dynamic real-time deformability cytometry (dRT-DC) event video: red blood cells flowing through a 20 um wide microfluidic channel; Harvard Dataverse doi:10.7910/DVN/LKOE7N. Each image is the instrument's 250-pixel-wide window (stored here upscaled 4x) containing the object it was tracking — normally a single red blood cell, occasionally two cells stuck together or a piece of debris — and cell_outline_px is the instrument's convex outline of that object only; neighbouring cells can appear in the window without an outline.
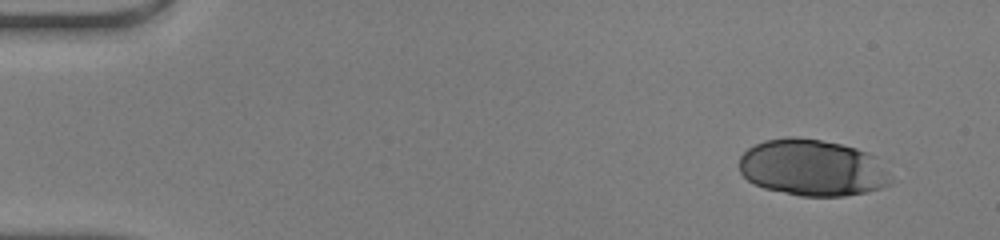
{"species": "human", "species_latin": "Homo sapiens", "temperature_condition": "warm", "stored_images_in_passage": 45, "camera_frame_rate_fps": 3000, "um_per_image_px": 0.085, "donor": {"sex": "male"}, "frame": {"image": 1, "passage_image": 1, "time_ms": 0.0, "image_size_px": [1000, 240], "cell_outline_px": [[892, 184], [868, 192], [844, 196], [800, 196], [764, 188], [748, 180], [740, 172], [740, 156], [748, 148], [764, 140], [788, 136], [796, 136], [820, 140], [840, 144], [856, 148], [868, 152], [892, 176]], "centroid_in_image_um": [69.05, 14.26], "position_along_channel_um": 16.0, "area_um2": 49.94}}
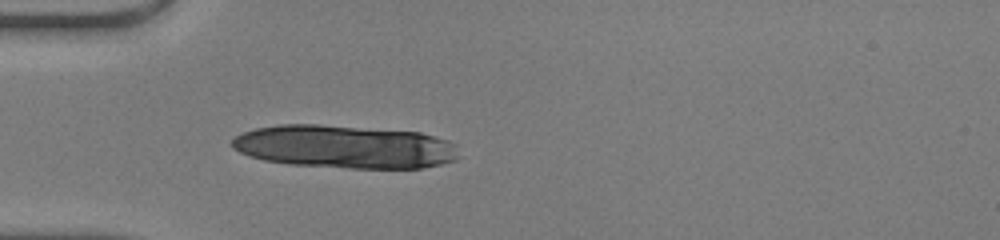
{"frame": {"image": 2, "passage_image": 12, "time_ms": 3.667, "image_size_px": [1000, 240], "cell_outline_px": [[460, 156], [456, 160], [424, 168], [348, 168], [288, 164], [264, 160], [248, 156], [232, 148], [232, 140], [236, 136], [244, 132], [256, 128], [280, 124], [320, 124], [420, 132], [436, 136], [448, 140], [456, 144]], "centroid_in_image_um": [29.33, 12.47], "position_along_channel_um": 55.7, "area_um2": 57.45}}
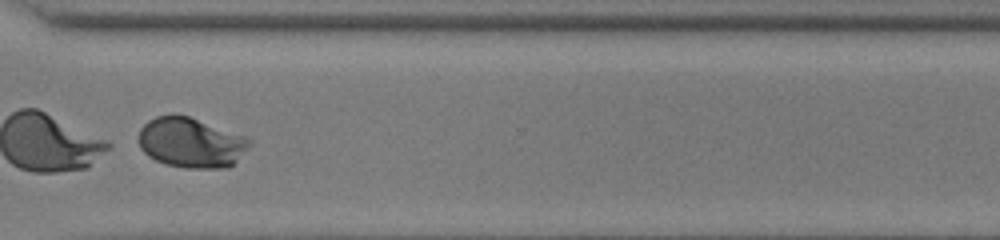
{"frame": {"image": 3, "passage_image": 34, "time_ms": 11.0, "image_size_px": [1000, 240], "cell_outline_px": [[252, 144], [228, 168], [188, 168], [164, 164], [148, 156], [140, 148], [136, 140], [136, 136], [140, 128], [148, 120], [156, 116], [172, 112], [188, 116], [248, 136], [252, 140]], "centroid_in_image_um": [16.2, 12.09], "position_along_channel_um": 354.4, "area_um2": 33.06}}